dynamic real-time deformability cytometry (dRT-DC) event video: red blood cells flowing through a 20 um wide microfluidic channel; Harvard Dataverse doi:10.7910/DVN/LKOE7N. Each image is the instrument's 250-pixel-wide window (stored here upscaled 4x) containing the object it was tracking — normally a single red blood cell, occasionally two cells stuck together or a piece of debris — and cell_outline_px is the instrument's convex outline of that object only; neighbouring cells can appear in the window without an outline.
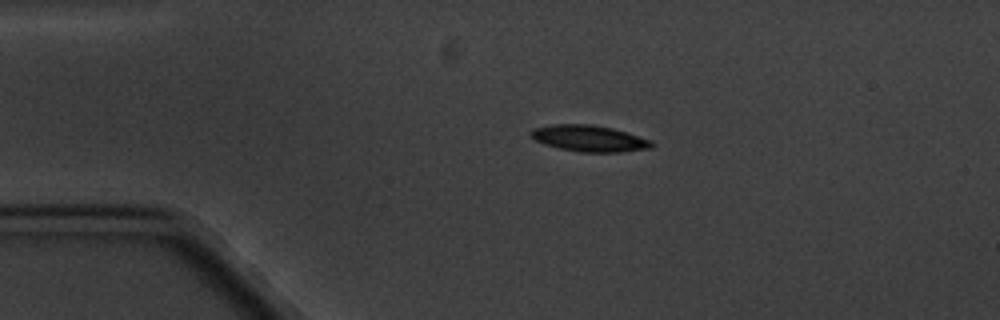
{"species": "common noctule bat (a hibernating species)", "species_latin": "Nyctalus noctula", "temperature_condition": "cold", "stored_images_in_passage": 4, "camera_frame_rate_fps": 3000, "um_per_image_px": 0.085, "animal": {"sex": "male", "body_mass_g": 20.1, "forearm_length_mm": 53.5}, "frame": {"image": 1, "passage_image": 2, "time_ms": 2.0, "image_size_px": [1000, 320], "cell_outline_px": [[656, 144], [652, 148], [620, 152], [580, 152], [560, 148], [544, 144], [536, 140], [528, 132], [532, 128], [552, 124], [592, 124], [612, 128], [628, 132], [652, 140]], "centroid_in_image_um": [50.12, 11.76], "position_along_channel_um": 34.9, "area_um2": 18.73}}
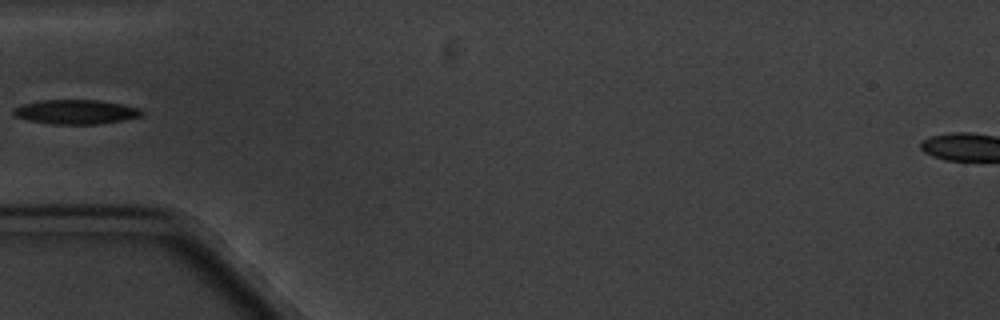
{"frame": {"image": 2, "passage_image": 4, "time_ms": 4.333, "image_size_px": [1000, 320], "cell_outline_px": [[144, 116], [124, 120], [96, 124], [52, 124], [28, 120], [16, 116], [12, 112], [12, 108], [20, 104], [40, 100], [100, 100], [124, 104], [140, 108], [144, 112]], "centroid_in_image_um": [6.47, 9.5], "position_along_channel_um": 78.5, "area_um2": 18.5}}